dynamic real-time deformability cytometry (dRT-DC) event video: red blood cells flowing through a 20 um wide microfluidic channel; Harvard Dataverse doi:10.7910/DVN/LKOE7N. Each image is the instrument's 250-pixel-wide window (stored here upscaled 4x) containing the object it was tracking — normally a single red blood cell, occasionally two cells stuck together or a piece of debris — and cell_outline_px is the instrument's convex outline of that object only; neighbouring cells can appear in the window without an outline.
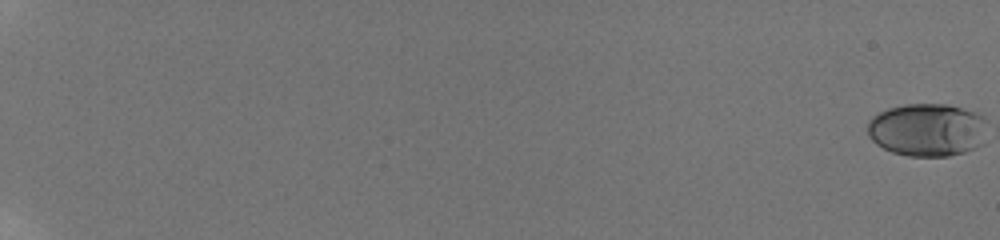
{"species": "human", "species_latin": "Homo sapiens", "temperature_condition": "room temperature", "stored_images_in_passage": 18, "camera_frame_rate_fps": 3000, "um_per_image_px": 0.085, "donor": {"sex": "male"}, "frame": {"image": 1, "passage_image": 1, "time_ms": 0.0, "image_size_px": [1000, 240], "cell_outline_px": [[984, 144], [964, 152], [948, 156], [908, 156], [892, 152], [876, 144], [868, 136], [868, 120], [872, 116], [888, 108], [904, 104], [948, 104], [976, 112], [984, 116]], "centroid_in_image_um": [78.81, 11.03], "position_along_channel_um": 6.2, "area_um2": 37.17}}